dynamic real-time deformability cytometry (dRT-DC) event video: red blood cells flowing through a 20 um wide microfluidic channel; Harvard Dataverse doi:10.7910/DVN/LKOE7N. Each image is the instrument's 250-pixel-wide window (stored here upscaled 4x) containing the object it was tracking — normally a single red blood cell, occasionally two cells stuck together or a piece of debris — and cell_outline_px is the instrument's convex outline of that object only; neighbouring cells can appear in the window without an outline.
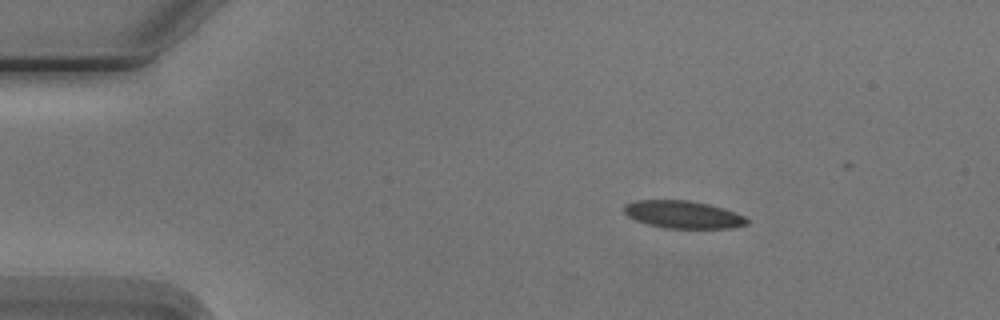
{"species": "Egyptian fruit bat (a non-hibernating species)", "species_latin": "Rousettus aegyptiacus", "temperature_condition": "cold", "stored_images_in_passage": 4, "camera_frame_rate_fps": 3000, "um_per_image_px": 0.085, "animal": {"sex": "male"}, "frame": {"image": 1, "passage_image": 2, "time_ms": 1.333, "image_size_px": [1000, 320], "cell_outline_px": [[748, 224], [732, 228], [664, 228], [648, 224], [636, 220], [628, 216], [624, 212], [624, 204], [636, 200], [688, 200], [708, 204], [744, 216], [748, 220]], "centroid_in_image_um": [58.02, 18.24], "position_along_channel_um": 27.0, "area_um2": 19.54}}